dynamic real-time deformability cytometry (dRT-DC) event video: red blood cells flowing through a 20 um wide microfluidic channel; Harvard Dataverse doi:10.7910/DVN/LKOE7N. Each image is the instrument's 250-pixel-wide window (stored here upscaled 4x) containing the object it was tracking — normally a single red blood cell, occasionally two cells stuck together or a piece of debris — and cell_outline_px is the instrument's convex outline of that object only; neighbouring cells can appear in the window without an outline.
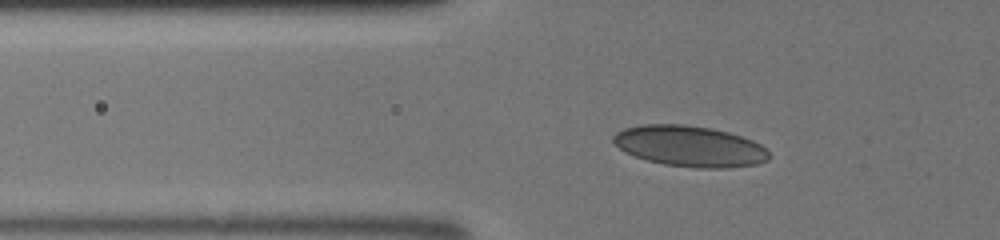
{"species": "human", "species_latin": "Homo sapiens", "temperature_condition": "room temperature", "stored_images_in_passage": 37, "camera_frame_rate_fps": 3000, "um_per_image_px": 0.085, "donor": {"sex": "male"}, "frame": {"image": 1, "passage_image": 9, "time_ms": 2.667, "image_size_px": [1000, 240], "cell_outline_px": [[768, 160], [756, 164], [724, 168], [696, 168], [664, 164], [648, 160], [624, 152], [612, 140], [612, 136], [616, 132], [624, 128], [640, 124], [684, 124], [712, 128], [728, 132], [752, 140], [760, 144], [768, 152]], "centroid_in_image_um": [58.6, 12.42], "position_along_channel_um": 67.2, "area_um2": 36.99}}
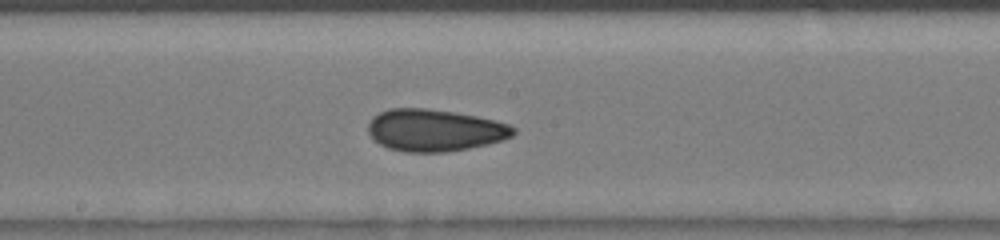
{"frame": {"image": 2, "passage_image": 19, "time_ms": 6.0, "image_size_px": [1000, 240], "cell_outline_px": [[516, 132], [512, 136], [504, 140], [488, 144], [448, 152], [404, 152], [388, 148], [380, 144], [368, 132], [368, 124], [372, 116], [388, 108], [424, 108], [456, 112], [496, 120], [508, 124], [516, 128]], "centroid_in_image_um": [36.96, 11.07], "position_along_channel_um": 211.2, "area_um2": 35.78}}
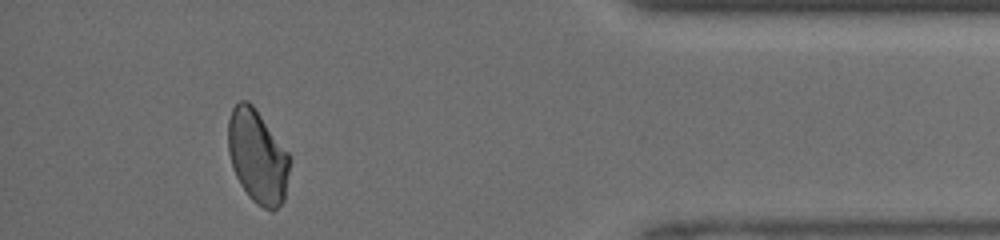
{"frame": {"image": 3, "passage_image": 34, "time_ms": 11.0, "image_size_px": [1000, 240], "cell_outline_px": [[292, 160], [284, 200], [272, 212], [256, 204], [248, 196], [240, 184], [232, 168], [228, 152], [228, 120], [232, 108], [240, 100], [248, 100], [252, 104], [288, 152]], "centroid_in_image_um": [21.89, 13.32], "position_along_channel_um": 413.3, "area_um2": 33.81}}